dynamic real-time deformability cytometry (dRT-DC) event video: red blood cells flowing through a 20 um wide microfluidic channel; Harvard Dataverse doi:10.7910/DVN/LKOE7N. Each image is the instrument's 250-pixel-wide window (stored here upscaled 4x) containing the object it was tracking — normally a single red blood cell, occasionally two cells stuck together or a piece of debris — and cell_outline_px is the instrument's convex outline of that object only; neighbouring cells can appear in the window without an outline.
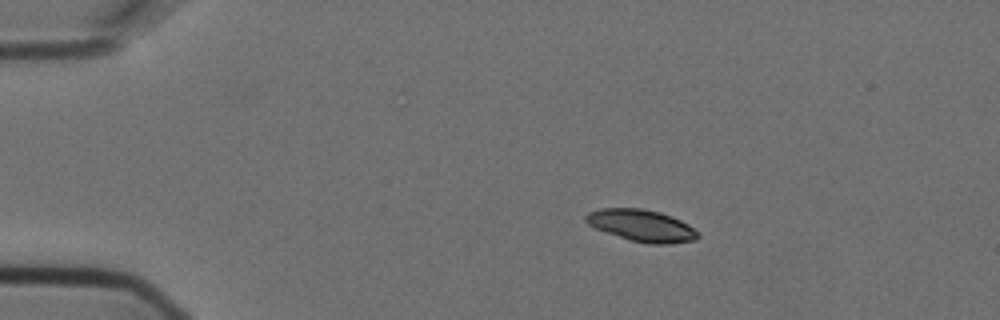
{"species": "Egyptian fruit bat (a non-hibernating species)", "species_latin": "Rousettus aegyptiacus", "temperature_condition": "cold", "stored_images_in_passage": 4, "camera_frame_rate_fps": 3000, "um_per_image_px": 0.085, "animal": {"sex": "female"}, "frame": {"image": 1, "passage_image": 1, "time_ms": 0.0, "image_size_px": [1000, 320], "cell_outline_px": [[700, 236], [696, 240], [668, 244], [648, 244], [628, 240], [596, 228], [588, 224], [584, 220], [584, 216], [588, 212], [600, 208], [644, 208], [660, 212], [672, 216], [688, 224]], "centroid_in_image_um": [54.52, 19.17], "position_along_channel_um": 30.5, "area_um2": 20.92}}
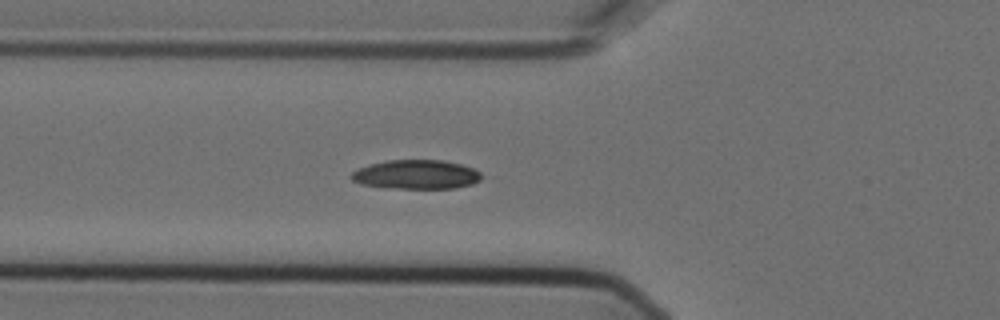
{"frame": {"image": 2, "passage_image": 4, "time_ms": 1.0, "image_size_px": [1000, 320], "cell_outline_px": [[480, 180], [472, 184], [456, 188], [380, 188], [360, 184], [352, 180], [348, 176], [352, 172], [368, 164], [388, 160], [440, 160], [460, 164], [472, 168], [480, 172]], "centroid_in_image_um": [35.31, 14.84], "position_along_channel_um": 90.5, "area_um2": 22.2}}